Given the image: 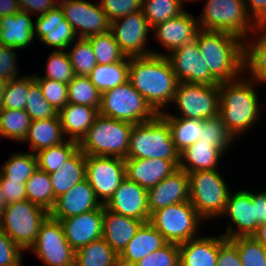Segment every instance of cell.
I'll return each mask as SVG.
<instances>
[{
	"label": "cell",
	"instance_id": "d4e9b609",
	"mask_svg": "<svg viewBox=\"0 0 266 266\" xmlns=\"http://www.w3.org/2000/svg\"><path fill=\"white\" fill-rule=\"evenodd\" d=\"M167 243L164 236L152 224L145 222L118 255L119 266H133L140 259Z\"/></svg>",
	"mask_w": 266,
	"mask_h": 266
},
{
	"label": "cell",
	"instance_id": "ac0fdd59",
	"mask_svg": "<svg viewBox=\"0 0 266 266\" xmlns=\"http://www.w3.org/2000/svg\"><path fill=\"white\" fill-rule=\"evenodd\" d=\"M34 39L55 51L66 50L78 38L59 5L34 20Z\"/></svg>",
	"mask_w": 266,
	"mask_h": 266
},
{
	"label": "cell",
	"instance_id": "be15d7a7",
	"mask_svg": "<svg viewBox=\"0 0 266 266\" xmlns=\"http://www.w3.org/2000/svg\"><path fill=\"white\" fill-rule=\"evenodd\" d=\"M254 238L266 247V222L259 225Z\"/></svg>",
	"mask_w": 266,
	"mask_h": 266
},
{
	"label": "cell",
	"instance_id": "681fc988",
	"mask_svg": "<svg viewBox=\"0 0 266 266\" xmlns=\"http://www.w3.org/2000/svg\"><path fill=\"white\" fill-rule=\"evenodd\" d=\"M25 111L32 121L56 117L58 112L44 98L39 83L34 80L29 85Z\"/></svg>",
	"mask_w": 266,
	"mask_h": 266
},
{
	"label": "cell",
	"instance_id": "74e56055",
	"mask_svg": "<svg viewBox=\"0 0 266 266\" xmlns=\"http://www.w3.org/2000/svg\"><path fill=\"white\" fill-rule=\"evenodd\" d=\"M27 199L50 212L56 203L50 174L37 169L25 182Z\"/></svg>",
	"mask_w": 266,
	"mask_h": 266
},
{
	"label": "cell",
	"instance_id": "db71d44e",
	"mask_svg": "<svg viewBox=\"0 0 266 266\" xmlns=\"http://www.w3.org/2000/svg\"><path fill=\"white\" fill-rule=\"evenodd\" d=\"M23 250L0 228V266H22Z\"/></svg>",
	"mask_w": 266,
	"mask_h": 266
},
{
	"label": "cell",
	"instance_id": "bcb514c9",
	"mask_svg": "<svg viewBox=\"0 0 266 266\" xmlns=\"http://www.w3.org/2000/svg\"><path fill=\"white\" fill-rule=\"evenodd\" d=\"M229 240L237 247L242 266H266V247L254 236H240Z\"/></svg>",
	"mask_w": 266,
	"mask_h": 266
},
{
	"label": "cell",
	"instance_id": "e7e4bbea",
	"mask_svg": "<svg viewBox=\"0 0 266 266\" xmlns=\"http://www.w3.org/2000/svg\"><path fill=\"white\" fill-rule=\"evenodd\" d=\"M8 80L0 77V110L3 108V97Z\"/></svg>",
	"mask_w": 266,
	"mask_h": 266
},
{
	"label": "cell",
	"instance_id": "d590c367",
	"mask_svg": "<svg viewBox=\"0 0 266 266\" xmlns=\"http://www.w3.org/2000/svg\"><path fill=\"white\" fill-rule=\"evenodd\" d=\"M75 266H119L118 254L100 238L75 251Z\"/></svg>",
	"mask_w": 266,
	"mask_h": 266
},
{
	"label": "cell",
	"instance_id": "4316f807",
	"mask_svg": "<svg viewBox=\"0 0 266 266\" xmlns=\"http://www.w3.org/2000/svg\"><path fill=\"white\" fill-rule=\"evenodd\" d=\"M144 222L111 212L103 205L102 238L119 255Z\"/></svg>",
	"mask_w": 266,
	"mask_h": 266
},
{
	"label": "cell",
	"instance_id": "91938a15",
	"mask_svg": "<svg viewBox=\"0 0 266 266\" xmlns=\"http://www.w3.org/2000/svg\"><path fill=\"white\" fill-rule=\"evenodd\" d=\"M246 10L252 21L258 25H266V0H244Z\"/></svg>",
	"mask_w": 266,
	"mask_h": 266
},
{
	"label": "cell",
	"instance_id": "c3c4849f",
	"mask_svg": "<svg viewBox=\"0 0 266 266\" xmlns=\"http://www.w3.org/2000/svg\"><path fill=\"white\" fill-rule=\"evenodd\" d=\"M34 80L33 74L8 80L3 97V109H25L29 85Z\"/></svg>",
	"mask_w": 266,
	"mask_h": 266
},
{
	"label": "cell",
	"instance_id": "d6986e66",
	"mask_svg": "<svg viewBox=\"0 0 266 266\" xmlns=\"http://www.w3.org/2000/svg\"><path fill=\"white\" fill-rule=\"evenodd\" d=\"M104 207L113 213L149 222L147 190L127 178L121 182Z\"/></svg>",
	"mask_w": 266,
	"mask_h": 266
},
{
	"label": "cell",
	"instance_id": "277c9868",
	"mask_svg": "<svg viewBox=\"0 0 266 266\" xmlns=\"http://www.w3.org/2000/svg\"><path fill=\"white\" fill-rule=\"evenodd\" d=\"M133 124L98 114L78 143L79 149L86 155L112 156L126 159L129 137Z\"/></svg>",
	"mask_w": 266,
	"mask_h": 266
},
{
	"label": "cell",
	"instance_id": "30bf717a",
	"mask_svg": "<svg viewBox=\"0 0 266 266\" xmlns=\"http://www.w3.org/2000/svg\"><path fill=\"white\" fill-rule=\"evenodd\" d=\"M152 224L168 243L182 244L199 235V226L204 223L190 201L180 202L150 214ZM198 233V234H197Z\"/></svg>",
	"mask_w": 266,
	"mask_h": 266
},
{
	"label": "cell",
	"instance_id": "8fae6325",
	"mask_svg": "<svg viewBox=\"0 0 266 266\" xmlns=\"http://www.w3.org/2000/svg\"><path fill=\"white\" fill-rule=\"evenodd\" d=\"M177 105L181 117L205 120L219 115L220 94L218 85L178 82L172 104Z\"/></svg>",
	"mask_w": 266,
	"mask_h": 266
},
{
	"label": "cell",
	"instance_id": "11a10c76",
	"mask_svg": "<svg viewBox=\"0 0 266 266\" xmlns=\"http://www.w3.org/2000/svg\"><path fill=\"white\" fill-rule=\"evenodd\" d=\"M15 50L19 49L0 44V77L7 80L20 77L17 68L18 55Z\"/></svg>",
	"mask_w": 266,
	"mask_h": 266
},
{
	"label": "cell",
	"instance_id": "1f68e13d",
	"mask_svg": "<svg viewBox=\"0 0 266 266\" xmlns=\"http://www.w3.org/2000/svg\"><path fill=\"white\" fill-rule=\"evenodd\" d=\"M66 141L60 118L51 117L43 120L31 121L28 132L22 141L29 143L32 153L44 148L53 147Z\"/></svg>",
	"mask_w": 266,
	"mask_h": 266
},
{
	"label": "cell",
	"instance_id": "d6a6232c",
	"mask_svg": "<svg viewBox=\"0 0 266 266\" xmlns=\"http://www.w3.org/2000/svg\"><path fill=\"white\" fill-rule=\"evenodd\" d=\"M86 178V155L78 148L61 167L50 173L55 200Z\"/></svg>",
	"mask_w": 266,
	"mask_h": 266
},
{
	"label": "cell",
	"instance_id": "f35d334b",
	"mask_svg": "<svg viewBox=\"0 0 266 266\" xmlns=\"http://www.w3.org/2000/svg\"><path fill=\"white\" fill-rule=\"evenodd\" d=\"M31 119L25 109L0 110V137L23 141L31 124Z\"/></svg>",
	"mask_w": 266,
	"mask_h": 266
},
{
	"label": "cell",
	"instance_id": "003e7915",
	"mask_svg": "<svg viewBox=\"0 0 266 266\" xmlns=\"http://www.w3.org/2000/svg\"><path fill=\"white\" fill-rule=\"evenodd\" d=\"M181 1H182L183 3H186L187 1H188V2H189V1H190V2H195V1H199V2H200L201 0H181Z\"/></svg>",
	"mask_w": 266,
	"mask_h": 266
},
{
	"label": "cell",
	"instance_id": "484cf974",
	"mask_svg": "<svg viewBox=\"0 0 266 266\" xmlns=\"http://www.w3.org/2000/svg\"><path fill=\"white\" fill-rule=\"evenodd\" d=\"M34 21L24 10L0 17V44L20 51L34 42Z\"/></svg>",
	"mask_w": 266,
	"mask_h": 266
},
{
	"label": "cell",
	"instance_id": "4dcf8cb0",
	"mask_svg": "<svg viewBox=\"0 0 266 266\" xmlns=\"http://www.w3.org/2000/svg\"><path fill=\"white\" fill-rule=\"evenodd\" d=\"M244 73H250L256 84H266V25H258L245 40Z\"/></svg>",
	"mask_w": 266,
	"mask_h": 266
},
{
	"label": "cell",
	"instance_id": "7dc6e473",
	"mask_svg": "<svg viewBox=\"0 0 266 266\" xmlns=\"http://www.w3.org/2000/svg\"><path fill=\"white\" fill-rule=\"evenodd\" d=\"M200 136L201 137L198 141H206L211 142V144H217L225 153L228 151L227 149L230 145L235 141V138L228 131L219 115L202 120Z\"/></svg>",
	"mask_w": 266,
	"mask_h": 266
},
{
	"label": "cell",
	"instance_id": "603a6c76",
	"mask_svg": "<svg viewBox=\"0 0 266 266\" xmlns=\"http://www.w3.org/2000/svg\"><path fill=\"white\" fill-rule=\"evenodd\" d=\"M126 178L149 190L178 169L180 160L124 159Z\"/></svg>",
	"mask_w": 266,
	"mask_h": 266
},
{
	"label": "cell",
	"instance_id": "60d3db41",
	"mask_svg": "<svg viewBox=\"0 0 266 266\" xmlns=\"http://www.w3.org/2000/svg\"><path fill=\"white\" fill-rule=\"evenodd\" d=\"M78 142L66 140L53 147L39 150L36 154L38 168L48 174L56 172L71 155L78 149Z\"/></svg>",
	"mask_w": 266,
	"mask_h": 266
},
{
	"label": "cell",
	"instance_id": "5bb4252c",
	"mask_svg": "<svg viewBox=\"0 0 266 266\" xmlns=\"http://www.w3.org/2000/svg\"><path fill=\"white\" fill-rule=\"evenodd\" d=\"M58 5L78 38H89L110 30L111 22L99 2L95 5L85 0H58Z\"/></svg>",
	"mask_w": 266,
	"mask_h": 266
},
{
	"label": "cell",
	"instance_id": "ba28073f",
	"mask_svg": "<svg viewBox=\"0 0 266 266\" xmlns=\"http://www.w3.org/2000/svg\"><path fill=\"white\" fill-rule=\"evenodd\" d=\"M49 212L28 199L7 204L0 218V228L23 251L36 240L41 224Z\"/></svg>",
	"mask_w": 266,
	"mask_h": 266
},
{
	"label": "cell",
	"instance_id": "f907efd6",
	"mask_svg": "<svg viewBox=\"0 0 266 266\" xmlns=\"http://www.w3.org/2000/svg\"><path fill=\"white\" fill-rule=\"evenodd\" d=\"M34 79L39 83L44 98L57 112L68 103V84L45 78Z\"/></svg>",
	"mask_w": 266,
	"mask_h": 266
},
{
	"label": "cell",
	"instance_id": "4fadbf2b",
	"mask_svg": "<svg viewBox=\"0 0 266 266\" xmlns=\"http://www.w3.org/2000/svg\"><path fill=\"white\" fill-rule=\"evenodd\" d=\"M126 178L125 161L112 156H86V179L105 205Z\"/></svg>",
	"mask_w": 266,
	"mask_h": 266
},
{
	"label": "cell",
	"instance_id": "680465c9",
	"mask_svg": "<svg viewBox=\"0 0 266 266\" xmlns=\"http://www.w3.org/2000/svg\"><path fill=\"white\" fill-rule=\"evenodd\" d=\"M21 10L30 15L38 13L37 16L46 14L58 5L57 0H17Z\"/></svg>",
	"mask_w": 266,
	"mask_h": 266
},
{
	"label": "cell",
	"instance_id": "44dd1931",
	"mask_svg": "<svg viewBox=\"0 0 266 266\" xmlns=\"http://www.w3.org/2000/svg\"><path fill=\"white\" fill-rule=\"evenodd\" d=\"M60 222L68 243L77 251L102 238L103 205L98 209L61 219Z\"/></svg>",
	"mask_w": 266,
	"mask_h": 266
},
{
	"label": "cell",
	"instance_id": "7402d4cb",
	"mask_svg": "<svg viewBox=\"0 0 266 266\" xmlns=\"http://www.w3.org/2000/svg\"><path fill=\"white\" fill-rule=\"evenodd\" d=\"M94 189L85 178L77 183L68 192L56 199L54 208L49 212L53 219L61 220L80 215L101 207Z\"/></svg>",
	"mask_w": 266,
	"mask_h": 266
},
{
	"label": "cell",
	"instance_id": "94428289",
	"mask_svg": "<svg viewBox=\"0 0 266 266\" xmlns=\"http://www.w3.org/2000/svg\"><path fill=\"white\" fill-rule=\"evenodd\" d=\"M253 205H255V220L259 226L266 222V190L253 193Z\"/></svg>",
	"mask_w": 266,
	"mask_h": 266
},
{
	"label": "cell",
	"instance_id": "6f0895ef",
	"mask_svg": "<svg viewBox=\"0 0 266 266\" xmlns=\"http://www.w3.org/2000/svg\"><path fill=\"white\" fill-rule=\"evenodd\" d=\"M0 184L6 204L27 199L25 183L10 181L9 179H0Z\"/></svg>",
	"mask_w": 266,
	"mask_h": 266
},
{
	"label": "cell",
	"instance_id": "e0dca14e",
	"mask_svg": "<svg viewBox=\"0 0 266 266\" xmlns=\"http://www.w3.org/2000/svg\"><path fill=\"white\" fill-rule=\"evenodd\" d=\"M223 217L231 221L222 235L226 239L240 236H253L258 229L255 220V205H253V192L249 190H238L234 194L230 192L226 203ZM237 228V229H235Z\"/></svg>",
	"mask_w": 266,
	"mask_h": 266
},
{
	"label": "cell",
	"instance_id": "83f0119b",
	"mask_svg": "<svg viewBox=\"0 0 266 266\" xmlns=\"http://www.w3.org/2000/svg\"><path fill=\"white\" fill-rule=\"evenodd\" d=\"M219 252L217 236L199 235L179 244L180 266H216Z\"/></svg>",
	"mask_w": 266,
	"mask_h": 266
},
{
	"label": "cell",
	"instance_id": "7c38bea8",
	"mask_svg": "<svg viewBox=\"0 0 266 266\" xmlns=\"http://www.w3.org/2000/svg\"><path fill=\"white\" fill-rule=\"evenodd\" d=\"M29 250L46 266H75V250L68 243L61 222L50 215Z\"/></svg>",
	"mask_w": 266,
	"mask_h": 266
},
{
	"label": "cell",
	"instance_id": "cb8c5ba5",
	"mask_svg": "<svg viewBox=\"0 0 266 266\" xmlns=\"http://www.w3.org/2000/svg\"><path fill=\"white\" fill-rule=\"evenodd\" d=\"M149 213L169 205L189 201V176L177 169L156 186L147 190Z\"/></svg>",
	"mask_w": 266,
	"mask_h": 266
},
{
	"label": "cell",
	"instance_id": "8d00e7d4",
	"mask_svg": "<svg viewBox=\"0 0 266 266\" xmlns=\"http://www.w3.org/2000/svg\"><path fill=\"white\" fill-rule=\"evenodd\" d=\"M0 169V179H9L10 181H19L25 183L32 174L38 169V161L35 153L20 152L11 154Z\"/></svg>",
	"mask_w": 266,
	"mask_h": 266
},
{
	"label": "cell",
	"instance_id": "9c48e42d",
	"mask_svg": "<svg viewBox=\"0 0 266 266\" xmlns=\"http://www.w3.org/2000/svg\"><path fill=\"white\" fill-rule=\"evenodd\" d=\"M99 114L132 124L150 121L158 115L130 81L101 94Z\"/></svg>",
	"mask_w": 266,
	"mask_h": 266
},
{
	"label": "cell",
	"instance_id": "836d02e7",
	"mask_svg": "<svg viewBox=\"0 0 266 266\" xmlns=\"http://www.w3.org/2000/svg\"><path fill=\"white\" fill-rule=\"evenodd\" d=\"M159 115L168 123L172 141L179 153L200 139L202 120L174 117L168 111Z\"/></svg>",
	"mask_w": 266,
	"mask_h": 266
},
{
	"label": "cell",
	"instance_id": "ee69618b",
	"mask_svg": "<svg viewBox=\"0 0 266 266\" xmlns=\"http://www.w3.org/2000/svg\"><path fill=\"white\" fill-rule=\"evenodd\" d=\"M74 42L67 48L74 74L88 76L97 64L91 43L86 38H77Z\"/></svg>",
	"mask_w": 266,
	"mask_h": 266
},
{
	"label": "cell",
	"instance_id": "7a4b0ae2",
	"mask_svg": "<svg viewBox=\"0 0 266 266\" xmlns=\"http://www.w3.org/2000/svg\"><path fill=\"white\" fill-rule=\"evenodd\" d=\"M255 83L244 74L238 79L218 85L219 116L236 139L244 135L247 130H251V127L259 120L261 110L259 97L254 87Z\"/></svg>",
	"mask_w": 266,
	"mask_h": 266
},
{
	"label": "cell",
	"instance_id": "52a82bcc",
	"mask_svg": "<svg viewBox=\"0 0 266 266\" xmlns=\"http://www.w3.org/2000/svg\"><path fill=\"white\" fill-rule=\"evenodd\" d=\"M221 174L218 169L188 173L189 201L207 222L222 217L231 192Z\"/></svg>",
	"mask_w": 266,
	"mask_h": 266
},
{
	"label": "cell",
	"instance_id": "6125c7cd",
	"mask_svg": "<svg viewBox=\"0 0 266 266\" xmlns=\"http://www.w3.org/2000/svg\"><path fill=\"white\" fill-rule=\"evenodd\" d=\"M20 10L17 0H0V17L15 14Z\"/></svg>",
	"mask_w": 266,
	"mask_h": 266
},
{
	"label": "cell",
	"instance_id": "2e32d148",
	"mask_svg": "<svg viewBox=\"0 0 266 266\" xmlns=\"http://www.w3.org/2000/svg\"><path fill=\"white\" fill-rule=\"evenodd\" d=\"M201 55L196 40L185 43L166 55L178 82L206 85L220 84L210 73L206 61Z\"/></svg>",
	"mask_w": 266,
	"mask_h": 266
},
{
	"label": "cell",
	"instance_id": "8992f818",
	"mask_svg": "<svg viewBox=\"0 0 266 266\" xmlns=\"http://www.w3.org/2000/svg\"><path fill=\"white\" fill-rule=\"evenodd\" d=\"M204 1L198 18L201 30L227 32L245 41L257 29L248 15L244 0Z\"/></svg>",
	"mask_w": 266,
	"mask_h": 266
},
{
	"label": "cell",
	"instance_id": "9a60e30c",
	"mask_svg": "<svg viewBox=\"0 0 266 266\" xmlns=\"http://www.w3.org/2000/svg\"><path fill=\"white\" fill-rule=\"evenodd\" d=\"M151 30L142 10L118 18L110 25V31L127 57L153 54L152 49L146 47Z\"/></svg>",
	"mask_w": 266,
	"mask_h": 266
},
{
	"label": "cell",
	"instance_id": "ab89813d",
	"mask_svg": "<svg viewBox=\"0 0 266 266\" xmlns=\"http://www.w3.org/2000/svg\"><path fill=\"white\" fill-rule=\"evenodd\" d=\"M181 0H143L142 11L153 29L158 24L185 12Z\"/></svg>",
	"mask_w": 266,
	"mask_h": 266
},
{
	"label": "cell",
	"instance_id": "ffe728a7",
	"mask_svg": "<svg viewBox=\"0 0 266 266\" xmlns=\"http://www.w3.org/2000/svg\"><path fill=\"white\" fill-rule=\"evenodd\" d=\"M199 30L198 19L188 11L158 24L152 29L154 38L160 45L162 44V47L167 49V54L155 50L153 54L168 55V52L170 53L183 44L194 41Z\"/></svg>",
	"mask_w": 266,
	"mask_h": 266
},
{
	"label": "cell",
	"instance_id": "03108f58",
	"mask_svg": "<svg viewBox=\"0 0 266 266\" xmlns=\"http://www.w3.org/2000/svg\"><path fill=\"white\" fill-rule=\"evenodd\" d=\"M6 202L4 200V197H3V193H2V190H1V184H0V218H1V215L3 214L4 210H5V207H6Z\"/></svg>",
	"mask_w": 266,
	"mask_h": 266
},
{
	"label": "cell",
	"instance_id": "f5cc1de1",
	"mask_svg": "<svg viewBox=\"0 0 266 266\" xmlns=\"http://www.w3.org/2000/svg\"><path fill=\"white\" fill-rule=\"evenodd\" d=\"M110 22L142 10L143 0H99Z\"/></svg>",
	"mask_w": 266,
	"mask_h": 266
},
{
	"label": "cell",
	"instance_id": "b9f144b4",
	"mask_svg": "<svg viewBox=\"0 0 266 266\" xmlns=\"http://www.w3.org/2000/svg\"><path fill=\"white\" fill-rule=\"evenodd\" d=\"M68 103L96 108L101 105V93L92 84L88 76H77L68 83Z\"/></svg>",
	"mask_w": 266,
	"mask_h": 266
},
{
	"label": "cell",
	"instance_id": "f546056e",
	"mask_svg": "<svg viewBox=\"0 0 266 266\" xmlns=\"http://www.w3.org/2000/svg\"><path fill=\"white\" fill-rule=\"evenodd\" d=\"M99 111L96 108L67 103L59 112L61 126L67 140L80 142L92 126Z\"/></svg>",
	"mask_w": 266,
	"mask_h": 266
},
{
	"label": "cell",
	"instance_id": "816d5d0a",
	"mask_svg": "<svg viewBox=\"0 0 266 266\" xmlns=\"http://www.w3.org/2000/svg\"><path fill=\"white\" fill-rule=\"evenodd\" d=\"M133 266H180L179 245L167 243L162 248L140 259Z\"/></svg>",
	"mask_w": 266,
	"mask_h": 266
},
{
	"label": "cell",
	"instance_id": "7bdbcfd3",
	"mask_svg": "<svg viewBox=\"0 0 266 266\" xmlns=\"http://www.w3.org/2000/svg\"><path fill=\"white\" fill-rule=\"evenodd\" d=\"M86 39L91 43L97 64L107 65L126 57L110 30Z\"/></svg>",
	"mask_w": 266,
	"mask_h": 266
},
{
	"label": "cell",
	"instance_id": "e575fe53",
	"mask_svg": "<svg viewBox=\"0 0 266 266\" xmlns=\"http://www.w3.org/2000/svg\"><path fill=\"white\" fill-rule=\"evenodd\" d=\"M88 77L101 94L124 84L129 81V57L107 65L96 64Z\"/></svg>",
	"mask_w": 266,
	"mask_h": 266
},
{
	"label": "cell",
	"instance_id": "3957f363",
	"mask_svg": "<svg viewBox=\"0 0 266 266\" xmlns=\"http://www.w3.org/2000/svg\"><path fill=\"white\" fill-rule=\"evenodd\" d=\"M195 40L210 73L220 82H228L244 73L245 41L220 31L199 30Z\"/></svg>",
	"mask_w": 266,
	"mask_h": 266
},
{
	"label": "cell",
	"instance_id": "6da1fadb",
	"mask_svg": "<svg viewBox=\"0 0 266 266\" xmlns=\"http://www.w3.org/2000/svg\"><path fill=\"white\" fill-rule=\"evenodd\" d=\"M129 81L158 114L172 103L178 85L168 58L154 54L129 57Z\"/></svg>",
	"mask_w": 266,
	"mask_h": 266
},
{
	"label": "cell",
	"instance_id": "5b68a950",
	"mask_svg": "<svg viewBox=\"0 0 266 266\" xmlns=\"http://www.w3.org/2000/svg\"><path fill=\"white\" fill-rule=\"evenodd\" d=\"M132 158L180 160L169 125L159 114L150 121L133 124L126 159Z\"/></svg>",
	"mask_w": 266,
	"mask_h": 266
},
{
	"label": "cell",
	"instance_id": "f6af8a7d",
	"mask_svg": "<svg viewBox=\"0 0 266 266\" xmlns=\"http://www.w3.org/2000/svg\"><path fill=\"white\" fill-rule=\"evenodd\" d=\"M46 74L34 78H45L68 84L75 76L67 50L52 51L46 60Z\"/></svg>",
	"mask_w": 266,
	"mask_h": 266
},
{
	"label": "cell",
	"instance_id": "f1b7e54d",
	"mask_svg": "<svg viewBox=\"0 0 266 266\" xmlns=\"http://www.w3.org/2000/svg\"><path fill=\"white\" fill-rule=\"evenodd\" d=\"M225 152L217 145L196 141L180 153L178 168L186 173L219 169V160Z\"/></svg>",
	"mask_w": 266,
	"mask_h": 266
},
{
	"label": "cell",
	"instance_id": "9f6ffc18",
	"mask_svg": "<svg viewBox=\"0 0 266 266\" xmlns=\"http://www.w3.org/2000/svg\"><path fill=\"white\" fill-rule=\"evenodd\" d=\"M216 266H242L237 247L219 234V252Z\"/></svg>",
	"mask_w": 266,
	"mask_h": 266
}]
</instances>
